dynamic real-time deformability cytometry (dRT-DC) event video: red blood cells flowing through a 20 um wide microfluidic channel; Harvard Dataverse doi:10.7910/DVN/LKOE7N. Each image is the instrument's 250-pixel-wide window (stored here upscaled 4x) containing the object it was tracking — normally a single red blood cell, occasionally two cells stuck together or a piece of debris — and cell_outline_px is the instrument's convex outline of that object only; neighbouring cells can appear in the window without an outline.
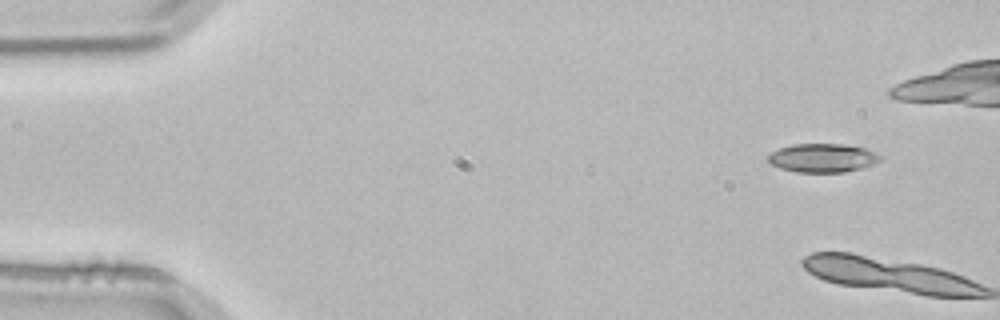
{"species": "common noctule bat (a hibernating species)", "species_latin": "Nyctalus noctula", "temperature_condition": "room temperature", "stored_images_in_passage": 4, "camera_frame_rate_fps": 3000, "um_per_image_px": 0.085, "animal": {"sex": "male", "body_mass_g": 21.5, "forearm_length_mm": 52.0}, "frame": {"image": 1, "passage_image": 1, "time_ms": 0.0, "image_size_px": [1000, 320], "cell_outline_px": [[880, 160], [872, 164], [860, 168], [844, 172], [796, 172], [780, 168], [772, 164], [764, 156], [780, 148], [792, 144], [844, 144], [868, 148], [880, 156]], "centroid_in_image_um": [69.89, 13.41], "position_along_channel_um": 15.1, "area_um2": 18.73}}